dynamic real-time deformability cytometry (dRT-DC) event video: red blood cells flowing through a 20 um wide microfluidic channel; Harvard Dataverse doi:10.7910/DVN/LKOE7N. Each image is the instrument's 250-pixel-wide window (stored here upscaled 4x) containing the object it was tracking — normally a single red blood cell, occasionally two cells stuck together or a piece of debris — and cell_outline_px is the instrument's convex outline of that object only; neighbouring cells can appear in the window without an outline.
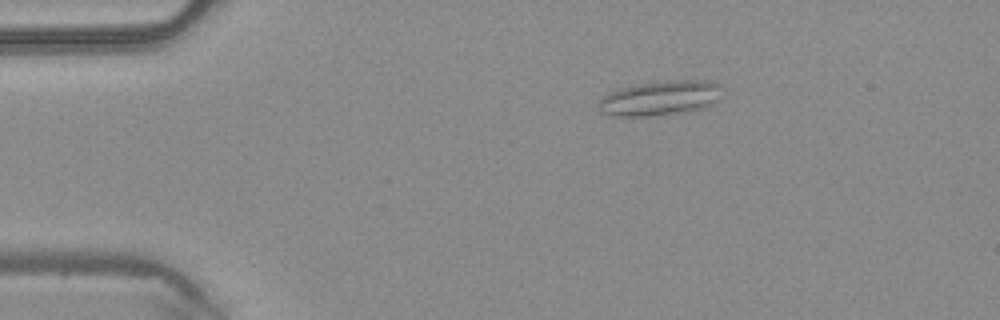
{"species": "common noctule bat (a hibernating species)", "species_latin": "Nyctalus noctula", "temperature_condition": "warm", "stored_images_in_passage": 43, "camera_frame_rate_fps": 3000, "um_per_image_px": 0.085, "animal": {"sex": "male", "body_mass_g": 20.4}, "frame": {"image": 1, "passage_image": 4, "time_ms": 1.0, "image_size_px": [1000, 320], "cell_outline_px": [[728, 92], [716, 104], [708, 108], [688, 112], [648, 116], [616, 116], [600, 112], [596, 104], [608, 92], [636, 84], [668, 80], [708, 80], [720, 84]], "centroid_in_image_um": [56.26, 8.34], "position_along_channel_um": 28.7, "area_um2": 26.01}}
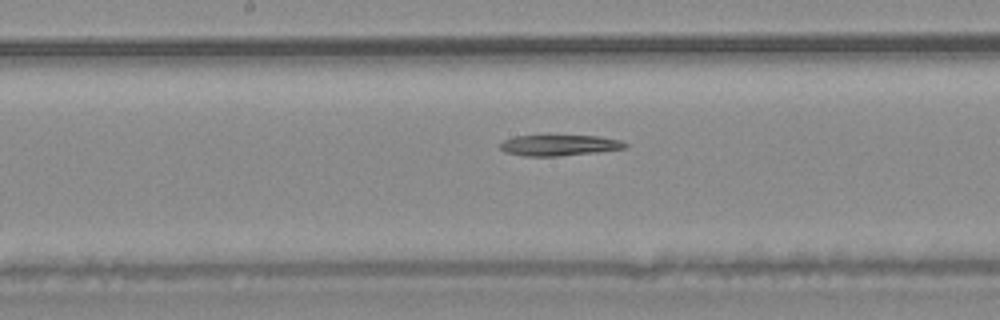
{"frame": {"image": 2, "passage_image": 20, "time_ms": 6.333, "image_size_px": [1000, 320], "cell_outline_px": [[628, 148], [596, 152], [556, 156], [524, 156], [504, 152], [500, 148], [500, 144], [504, 140], [516, 136], [596, 136], [620, 140], [628, 144]], "centroid_in_image_um": [47.54, 12.35], "position_along_channel_um": 200.7, "area_um2": 15.03}}
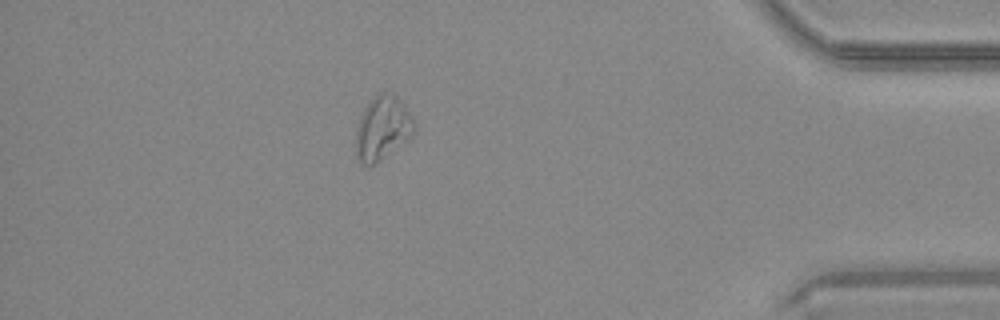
{"frame": {"image": 3, "passage_image": 37, "time_ms": 12.0, "image_size_px": [1000, 320], "cell_outline_px": [[416, 128], [412, 136], [408, 140], [380, 160], [368, 168], [360, 164], [356, 156], [356, 132], [360, 116], [364, 108], [376, 92], [392, 92], [404, 104]], "centroid_in_image_um": [32.49, 10.9], "position_along_channel_um": 402.7, "area_um2": 21.91}}